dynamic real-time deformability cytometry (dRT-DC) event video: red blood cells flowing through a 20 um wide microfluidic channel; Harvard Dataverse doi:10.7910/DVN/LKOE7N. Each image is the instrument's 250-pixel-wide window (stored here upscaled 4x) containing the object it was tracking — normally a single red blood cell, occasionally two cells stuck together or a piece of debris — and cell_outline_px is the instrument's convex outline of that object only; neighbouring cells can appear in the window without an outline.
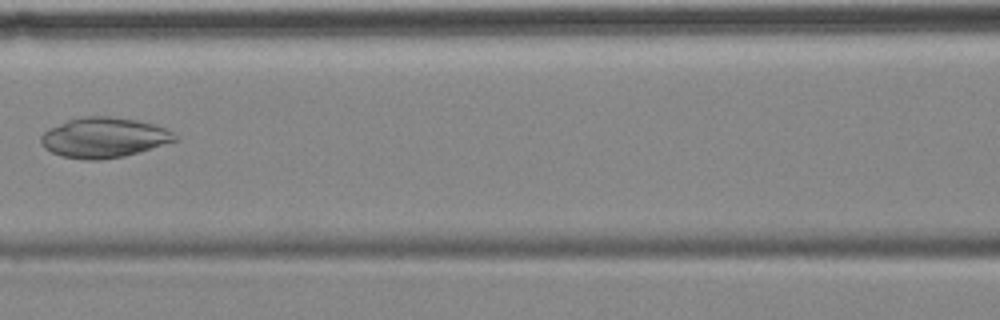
{"species": "common noctule bat (a hibernating species)", "species_latin": "Nyctalus noctula", "temperature_condition": "cold", "stored_images_in_passage": 8, "camera_frame_rate_fps": 3000, "um_per_image_px": 0.085, "animal": {"sex": "female", "body_mass_g": 18.4}, "frame": {"image": 1, "passage_image": 6, "time_ms": 6.0, "image_size_px": [1000, 320], "cell_outline_px": [[176, 140], [124, 156], [96, 160], [88, 160], [64, 156], [52, 152], [44, 148], [40, 144], [40, 136], [48, 128], [68, 120], [84, 116], [108, 116], [136, 120], [152, 124], [164, 128], [172, 132], [176, 136]], "centroid_in_image_um": [8.77, 11.69], "position_along_channel_um": 157.8, "area_um2": 30.87}}
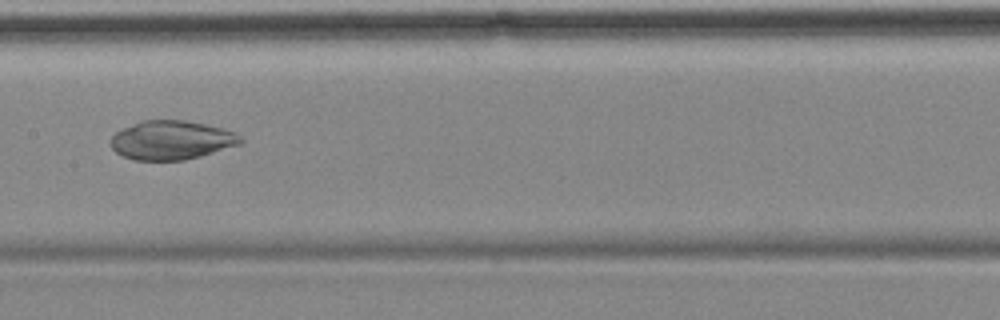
{"frame": {"image": 2, "passage_image": 7, "time_ms": 7.0, "image_size_px": [1000, 320], "cell_outline_px": [[244, 140], [240, 144], [200, 156], [184, 160], [136, 160], [124, 156], [116, 152], [112, 148], [112, 136], [116, 132], [140, 120], [184, 120], [204, 124], [236, 132]], "centroid_in_image_um": [14.59, 11.91], "position_along_channel_um": 192.8, "area_um2": 29.19}}
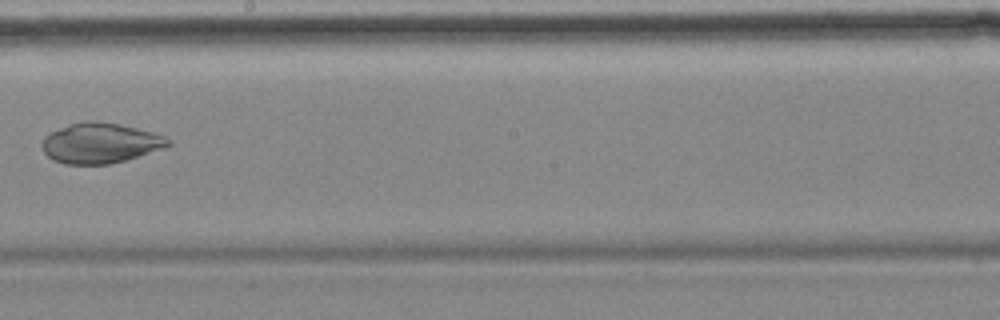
{"frame": {"image": 3, "passage_image": 8, "time_ms": 8.333, "image_size_px": [1000, 320], "cell_outline_px": [[172, 144], [164, 148], [124, 160], [108, 164], [64, 164], [52, 160], [44, 152], [40, 144], [44, 136], [68, 124], [80, 120], [92, 120], [120, 124], [152, 132], [164, 136], [172, 140]], "centroid_in_image_um": [8.49, 12.15], "position_along_channel_um": 239.7, "area_um2": 29.71}}